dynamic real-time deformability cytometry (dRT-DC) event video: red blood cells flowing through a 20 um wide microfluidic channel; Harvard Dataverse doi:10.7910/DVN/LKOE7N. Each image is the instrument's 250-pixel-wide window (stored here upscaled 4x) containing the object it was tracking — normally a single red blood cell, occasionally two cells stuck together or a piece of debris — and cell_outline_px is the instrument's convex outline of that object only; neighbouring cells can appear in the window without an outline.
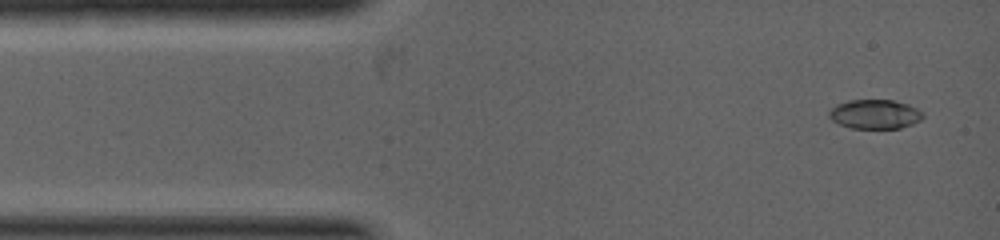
{"species": "common noctule bat (a hibernating species)", "species_latin": "Nyctalus noctula", "temperature_condition": "warm", "stored_images_in_passage": 8, "camera_frame_rate_fps": 5000, "um_per_image_px": 0.085, "animal": {"sex": "female", "body_mass_g": 19.0, "forearm_length_mm": 53.3}, "frame": {"image": 1, "passage_image": 1, "time_ms": 0.0, "image_size_px": [1000, 240], "cell_outline_px": [[924, 116], [920, 120], [912, 124], [900, 128], [852, 128], [840, 124], [832, 120], [828, 116], [828, 112], [836, 104], [848, 100], [892, 100], [908, 104], [916, 108]], "centroid_in_image_um": [74.34, 9.7], "position_along_channel_um": 10.7, "area_um2": 15.9}}
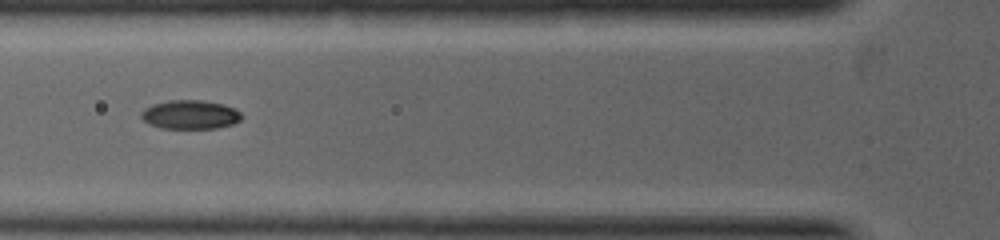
{"frame": {"image": 2, "passage_image": 7, "time_ms": 2.2, "image_size_px": [1000, 240], "cell_outline_px": [[244, 116], [240, 120], [232, 124], [216, 128], [160, 128], [148, 124], [140, 116], [140, 112], [144, 108], [152, 104], [168, 100], [204, 100], [224, 104], [240, 112]], "centroid_in_image_um": [16.14, 9.73], "position_along_channel_um": 109.7, "area_um2": 17.05}}
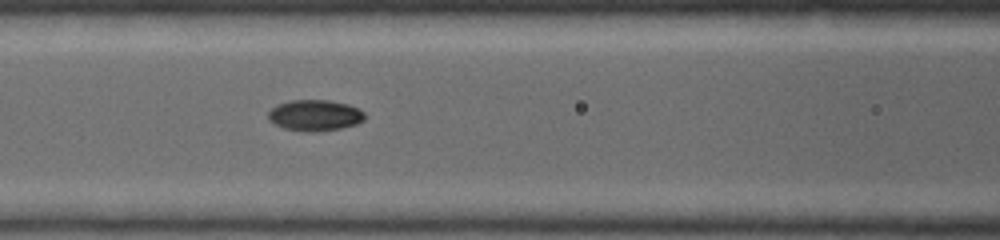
{"frame": {"image": 3, "passage_image": 8, "time_ms": 2.6, "image_size_px": [1000, 240], "cell_outline_px": [[364, 120], [356, 124], [340, 128], [316, 132], [300, 132], [284, 128], [272, 124], [268, 120], [268, 112], [276, 104], [288, 100], [328, 100], [348, 104], [364, 112]], "centroid_in_image_um": [26.7, 9.81], "position_along_channel_um": 139.9, "area_um2": 17.69}}